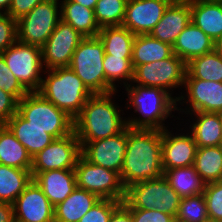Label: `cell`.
Masks as SVG:
<instances>
[{"instance_id":"6da1fadb","label":"cell","mask_w":222,"mask_h":222,"mask_svg":"<svg viewBox=\"0 0 222 222\" xmlns=\"http://www.w3.org/2000/svg\"><path fill=\"white\" fill-rule=\"evenodd\" d=\"M122 90L125 92H121L127 97L123 101L126 102L124 110L125 116L127 115L126 124L128 127L163 131L171 127L172 124L175 125V122L172 123V121H179V117L175 116V113L177 114V99L168 91L138 84H129ZM126 110H131L129 111L130 115ZM169 120L171 122H167Z\"/></svg>"},{"instance_id":"7a4b0ae2","label":"cell","mask_w":222,"mask_h":222,"mask_svg":"<svg viewBox=\"0 0 222 222\" xmlns=\"http://www.w3.org/2000/svg\"><path fill=\"white\" fill-rule=\"evenodd\" d=\"M162 175V131L128 127V140L120 173L124 188Z\"/></svg>"},{"instance_id":"3957f363","label":"cell","mask_w":222,"mask_h":222,"mask_svg":"<svg viewBox=\"0 0 222 222\" xmlns=\"http://www.w3.org/2000/svg\"><path fill=\"white\" fill-rule=\"evenodd\" d=\"M118 93L120 90L107 94H93L88 98L74 119V132L80 143L115 136L127 127L124 104L121 105L124 97L120 100L121 95ZM117 99L121 101L120 105Z\"/></svg>"},{"instance_id":"277c9868","label":"cell","mask_w":222,"mask_h":222,"mask_svg":"<svg viewBox=\"0 0 222 222\" xmlns=\"http://www.w3.org/2000/svg\"><path fill=\"white\" fill-rule=\"evenodd\" d=\"M37 92L73 120L93 95L69 66L45 70Z\"/></svg>"},{"instance_id":"5b68a950","label":"cell","mask_w":222,"mask_h":222,"mask_svg":"<svg viewBox=\"0 0 222 222\" xmlns=\"http://www.w3.org/2000/svg\"><path fill=\"white\" fill-rule=\"evenodd\" d=\"M104 45L98 36L85 37L75 49L69 67L93 94L117 91L105 77Z\"/></svg>"},{"instance_id":"8992f818","label":"cell","mask_w":222,"mask_h":222,"mask_svg":"<svg viewBox=\"0 0 222 222\" xmlns=\"http://www.w3.org/2000/svg\"><path fill=\"white\" fill-rule=\"evenodd\" d=\"M17 112L28 124L43 128L55 139L74 131V120L38 92H28L18 102Z\"/></svg>"},{"instance_id":"52a82bcc","label":"cell","mask_w":222,"mask_h":222,"mask_svg":"<svg viewBox=\"0 0 222 222\" xmlns=\"http://www.w3.org/2000/svg\"><path fill=\"white\" fill-rule=\"evenodd\" d=\"M180 201L181 197L162 175L155 179L135 183L126 188L123 203L128 208L156 209L175 217Z\"/></svg>"},{"instance_id":"ba28073f","label":"cell","mask_w":222,"mask_h":222,"mask_svg":"<svg viewBox=\"0 0 222 222\" xmlns=\"http://www.w3.org/2000/svg\"><path fill=\"white\" fill-rule=\"evenodd\" d=\"M186 73L187 63L173 54L167 59L137 66L133 70V80L130 84L158 87L173 96L176 94L175 98L178 99L184 87ZM176 91L179 93H175Z\"/></svg>"},{"instance_id":"9c48e42d","label":"cell","mask_w":222,"mask_h":222,"mask_svg":"<svg viewBox=\"0 0 222 222\" xmlns=\"http://www.w3.org/2000/svg\"><path fill=\"white\" fill-rule=\"evenodd\" d=\"M60 20V3L56 0H44L16 20L17 40L42 47Z\"/></svg>"},{"instance_id":"30bf717a","label":"cell","mask_w":222,"mask_h":222,"mask_svg":"<svg viewBox=\"0 0 222 222\" xmlns=\"http://www.w3.org/2000/svg\"><path fill=\"white\" fill-rule=\"evenodd\" d=\"M1 56L28 92H37L44 74L41 47L16 41Z\"/></svg>"},{"instance_id":"8fae6325","label":"cell","mask_w":222,"mask_h":222,"mask_svg":"<svg viewBox=\"0 0 222 222\" xmlns=\"http://www.w3.org/2000/svg\"><path fill=\"white\" fill-rule=\"evenodd\" d=\"M77 187L96 194L100 199L123 202L125 188L120 174L87 161L82 155L74 168Z\"/></svg>"},{"instance_id":"7c38bea8","label":"cell","mask_w":222,"mask_h":222,"mask_svg":"<svg viewBox=\"0 0 222 222\" xmlns=\"http://www.w3.org/2000/svg\"><path fill=\"white\" fill-rule=\"evenodd\" d=\"M195 112L222 114V82L185 78L177 99V113Z\"/></svg>"},{"instance_id":"4fadbf2b","label":"cell","mask_w":222,"mask_h":222,"mask_svg":"<svg viewBox=\"0 0 222 222\" xmlns=\"http://www.w3.org/2000/svg\"><path fill=\"white\" fill-rule=\"evenodd\" d=\"M81 156V143L75 132L55 139L32 158V178L44 171L70 169L74 170Z\"/></svg>"},{"instance_id":"5bb4252c","label":"cell","mask_w":222,"mask_h":222,"mask_svg":"<svg viewBox=\"0 0 222 222\" xmlns=\"http://www.w3.org/2000/svg\"><path fill=\"white\" fill-rule=\"evenodd\" d=\"M196 150L197 145L192 134L180 121H176L175 125L162 131L163 172L172 168L193 166Z\"/></svg>"},{"instance_id":"9a60e30c","label":"cell","mask_w":222,"mask_h":222,"mask_svg":"<svg viewBox=\"0 0 222 222\" xmlns=\"http://www.w3.org/2000/svg\"><path fill=\"white\" fill-rule=\"evenodd\" d=\"M84 38L71 24L61 19L47 42L41 47L44 69L68 67L75 49Z\"/></svg>"},{"instance_id":"2e32d148","label":"cell","mask_w":222,"mask_h":222,"mask_svg":"<svg viewBox=\"0 0 222 222\" xmlns=\"http://www.w3.org/2000/svg\"><path fill=\"white\" fill-rule=\"evenodd\" d=\"M127 140L128 126L115 136L81 143V155L92 164L102 166L120 174L124 162Z\"/></svg>"},{"instance_id":"e0dca14e","label":"cell","mask_w":222,"mask_h":222,"mask_svg":"<svg viewBox=\"0 0 222 222\" xmlns=\"http://www.w3.org/2000/svg\"><path fill=\"white\" fill-rule=\"evenodd\" d=\"M12 205L15 222H54V206L33 179Z\"/></svg>"},{"instance_id":"ac0fdd59","label":"cell","mask_w":222,"mask_h":222,"mask_svg":"<svg viewBox=\"0 0 222 222\" xmlns=\"http://www.w3.org/2000/svg\"><path fill=\"white\" fill-rule=\"evenodd\" d=\"M170 4L164 0H128L121 26L135 35L150 34Z\"/></svg>"},{"instance_id":"d6986e66","label":"cell","mask_w":222,"mask_h":222,"mask_svg":"<svg viewBox=\"0 0 222 222\" xmlns=\"http://www.w3.org/2000/svg\"><path fill=\"white\" fill-rule=\"evenodd\" d=\"M177 115L183 126L192 134L197 148L222 146L221 113L195 112Z\"/></svg>"},{"instance_id":"ffe728a7","label":"cell","mask_w":222,"mask_h":222,"mask_svg":"<svg viewBox=\"0 0 222 222\" xmlns=\"http://www.w3.org/2000/svg\"><path fill=\"white\" fill-rule=\"evenodd\" d=\"M190 21V0L170 4L149 35L173 46L179 34Z\"/></svg>"},{"instance_id":"44dd1931","label":"cell","mask_w":222,"mask_h":222,"mask_svg":"<svg viewBox=\"0 0 222 222\" xmlns=\"http://www.w3.org/2000/svg\"><path fill=\"white\" fill-rule=\"evenodd\" d=\"M33 180L54 207L63 202L77 187L75 170L70 169L40 172Z\"/></svg>"},{"instance_id":"7402d4cb","label":"cell","mask_w":222,"mask_h":222,"mask_svg":"<svg viewBox=\"0 0 222 222\" xmlns=\"http://www.w3.org/2000/svg\"><path fill=\"white\" fill-rule=\"evenodd\" d=\"M214 43V40L190 21L173 44V53L188 63L195 57L212 52Z\"/></svg>"},{"instance_id":"603a6c76","label":"cell","mask_w":222,"mask_h":222,"mask_svg":"<svg viewBox=\"0 0 222 222\" xmlns=\"http://www.w3.org/2000/svg\"><path fill=\"white\" fill-rule=\"evenodd\" d=\"M5 125L27 149L32 158L55 140V138L45 132L43 128L28 124V121L18 112H16Z\"/></svg>"},{"instance_id":"cb8c5ba5","label":"cell","mask_w":222,"mask_h":222,"mask_svg":"<svg viewBox=\"0 0 222 222\" xmlns=\"http://www.w3.org/2000/svg\"><path fill=\"white\" fill-rule=\"evenodd\" d=\"M191 21L212 40L222 36V1L190 0Z\"/></svg>"},{"instance_id":"d4e9b609","label":"cell","mask_w":222,"mask_h":222,"mask_svg":"<svg viewBox=\"0 0 222 222\" xmlns=\"http://www.w3.org/2000/svg\"><path fill=\"white\" fill-rule=\"evenodd\" d=\"M100 198L76 187L61 203L54 207V222H78Z\"/></svg>"},{"instance_id":"484cf974","label":"cell","mask_w":222,"mask_h":222,"mask_svg":"<svg viewBox=\"0 0 222 222\" xmlns=\"http://www.w3.org/2000/svg\"><path fill=\"white\" fill-rule=\"evenodd\" d=\"M61 19L73 26L84 37H96L100 27L96 21L94 9L87 8L71 0L60 3Z\"/></svg>"},{"instance_id":"4316f807","label":"cell","mask_w":222,"mask_h":222,"mask_svg":"<svg viewBox=\"0 0 222 222\" xmlns=\"http://www.w3.org/2000/svg\"><path fill=\"white\" fill-rule=\"evenodd\" d=\"M173 46L147 35H136L131 64L133 70L142 64L167 59L173 55Z\"/></svg>"},{"instance_id":"83f0119b","label":"cell","mask_w":222,"mask_h":222,"mask_svg":"<svg viewBox=\"0 0 222 222\" xmlns=\"http://www.w3.org/2000/svg\"><path fill=\"white\" fill-rule=\"evenodd\" d=\"M0 165L31 170L32 157L6 125H0Z\"/></svg>"},{"instance_id":"f1b7e54d","label":"cell","mask_w":222,"mask_h":222,"mask_svg":"<svg viewBox=\"0 0 222 222\" xmlns=\"http://www.w3.org/2000/svg\"><path fill=\"white\" fill-rule=\"evenodd\" d=\"M174 191L181 197H189L204 192L206 183L194 166L172 168L163 172Z\"/></svg>"},{"instance_id":"f546056e","label":"cell","mask_w":222,"mask_h":222,"mask_svg":"<svg viewBox=\"0 0 222 222\" xmlns=\"http://www.w3.org/2000/svg\"><path fill=\"white\" fill-rule=\"evenodd\" d=\"M32 179L31 170L0 165V202L13 204Z\"/></svg>"},{"instance_id":"4dcf8cb0","label":"cell","mask_w":222,"mask_h":222,"mask_svg":"<svg viewBox=\"0 0 222 222\" xmlns=\"http://www.w3.org/2000/svg\"><path fill=\"white\" fill-rule=\"evenodd\" d=\"M104 45L105 54L117 57H132L135 34L122 26L103 27L98 35Z\"/></svg>"},{"instance_id":"1f68e13d","label":"cell","mask_w":222,"mask_h":222,"mask_svg":"<svg viewBox=\"0 0 222 222\" xmlns=\"http://www.w3.org/2000/svg\"><path fill=\"white\" fill-rule=\"evenodd\" d=\"M193 166L206 184L222 180V146L197 148Z\"/></svg>"},{"instance_id":"d6a6232c","label":"cell","mask_w":222,"mask_h":222,"mask_svg":"<svg viewBox=\"0 0 222 222\" xmlns=\"http://www.w3.org/2000/svg\"><path fill=\"white\" fill-rule=\"evenodd\" d=\"M185 78L222 82V56L213 50L193 58L187 63Z\"/></svg>"},{"instance_id":"836d02e7","label":"cell","mask_w":222,"mask_h":222,"mask_svg":"<svg viewBox=\"0 0 222 222\" xmlns=\"http://www.w3.org/2000/svg\"><path fill=\"white\" fill-rule=\"evenodd\" d=\"M131 59L132 57H117L110 54H105L104 56L103 68L106 80L117 91L129 85L133 80Z\"/></svg>"},{"instance_id":"e575fe53","label":"cell","mask_w":222,"mask_h":222,"mask_svg":"<svg viewBox=\"0 0 222 222\" xmlns=\"http://www.w3.org/2000/svg\"><path fill=\"white\" fill-rule=\"evenodd\" d=\"M128 0H98L94 9L100 28L121 26Z\"/></svg>"},{"instance_id":"d590c367","label":"cell","mask_w":222,"mask_h":222,"mask_svg":"<svg viewBox=\"0 0 222 222\" xmlns=\"http://www.w3.org/2000/svg\"><path fill=\"white\" fill-rule=\"evenodd\" d=\"M208 219L207 205L203 193L181 198L175 216L176 222H206Z\"/></svg>"},{"instance_id":"8d00e7d4","label":"cell","mask_w":222,"mask_h":222,"mask_svg":"<svg viewBox=\"0 0 222 222\" xmlns=\"http://www.w3.org/2000/svg\"><path fill=\"white\" fill-rule=\"evenodd\" d=\"M208 218L214 221H222V180L207 183L203 192Z\"/></svg>"},{"instance_id":"74e56055","label":"cell","mask_w":222,"mask_h":222,"mask_svg":"<svg viewBox=\"0 0 222 222\" xmlns=\"http://www.w3.org/2000/svg\"><path fill=\"white\" fill-rule=\"evenodd\" d=\"M121 203L114 199H100L78 222H108Z\"/></svg>"},{"instance_id":"f35d334b","label":"cell","mask_w":222,"mask_h":222,"mask_svg":"<svg viewBox=\"0 0 222 222\" xmlns=\"http://www.w3.org/2000/svg\"><path fill=\"white\" fill-rule=\"evenodd\" d=\"M0 89L11 94L18 102L28 93L14 74L10 71L4 58L0 55Z\"/></svg>"},{"instance_id":"ab89813d","label":"cell","mask_w":222,"mask_h":222,"mask_svg":"<svg viewBox=\"0 0 222 222\" xmlns=\"http://www.w3.org/2000/svg\"><path fill=\"white\" fill-rule=\"evenodd\" d=\"M16 41V19L8 14H0V55Z\"/></svg>"},{"instance_id":"60d3db41","label":"cell","mask_w":222,"mask_h":222,"mask_svg":"<svg viewBox=\"0 0 222 222\" xmlns=\"http://www.w3.org/2000/svg\"><path fill=\"white\" fill-rule=\"evenodd\" d=\"M133 222H176L175 217L162 211L152 209L129 208Z\"/></svg>"},{"instance_id":"b9f144b4","label":"cell","mask_w":222,"mask_h":222,"mask_svg":"<svg viewBox=\"0 0 222 222\" xmlns=\"http://www.w3.org/2000/svg\"><path fill=\"white\" fill-rule=\"evenodd\" d=\"M18 101L9 93L0 89V125L6 122L17 112Z\"/></svg>"},{"instance_id":"7bdbcfd3","label":"cell","mask_w":222,"mask_h":222,"mask_svg":"<svg viewBox=\"0 0 222 222\" xmlns=\"http://www.w3.org/2000/svg\"><path fill=\"white\" fill-rule=\"evenodd\" d=\"M44 0H12L8 15L14 19H19L29 13L35 6Z\"/></svg>"},{"instance_id":"ee69618b","label":"cell","mask_w":222,"mask_h":222,"mask_svg":"<svg viewBox=\"0 0 222 222\" xmlns=\"http://www.w3.org/2000/svg\"><path fill=\"white\" fill-rule=\"evenodd\" d=\"M108 222H133L130 209L122 202L114 210Z\"/></svg>"},{"instance_id":"f6af8a7d","label":"cell","mask_w":222,"mask_h":222,"mask_svg":"<svg viewBox=\"0 0 222 222\" xmlns=\"http://www.w3.org/2000/svg\"><path fill=\"white\" fill-rule=\"evenodd\" d=\"M0 222H15L14 207L12 204L0 202Z\"/></svg>"},{"instance_id":"bcb514c9","label":"cell","mask_w":222,"mask_h":222,"mask_svg":"<svg viewBox=\"0 0 222 222\" xmlns=\"http://www.w3.org/2000/svg\"><path fill=\"white\" fill-rule=\"evenodd\" d=\"M90 9H95L98 0H71Z\"/></svg>"},{"instance_id":"7dc6e473","label":"cell","mask_w":222,"mask_h":222,"mask_svg":"<svg viewBox=\"0 0 222 222\" xmlns=\"http://www.w3.org/2000/svg\"><path fill=\"white\" fill-rule=\"evenodd\" d=\"M12 0H0V14H7Z\"/></svg>"},{"instance_id":"c3c4849f","label":"cell","mask_w":222,"mask_h":222,"mask_svg":"<svg viewBox=\"0 0 222 222\" xmlns=\"http://www.w3.org/2000/svg\"><path fill=\"white\" fill-rule=\"evenodd\" d=\"M214 50H215L220 56H222V36L215 41V43H214Z\"/></svg>"},{"instance_id":"681fc988","label":"cell","mask_w":222,"mask_h":222,"mask_svg":"<svg viewBox=\"0 0 222 222\" xmlns=\"http://www.w3.org/2000/svg\"><path fill=\"white\" fill-rule=\"evenodd\" d=\"M164 1H168V2H170L171 4H174V3L180 2V1H182V0H164Z\"/></svg>"},{"instance_id":"f907efd6","label":"cell","mask_w":222,"mask_h":222,"mask_svg":"<svg viewBox=\"0 0 222 222\" xmlns=\"http://www.w3.org/2000/svg\"><path fill=\"white\" fill-rule=\"evenodd\" d=\"M206 222H222V221H214V220L208 219Z\"/></svg>"},{"instance_id":"816d5d0a","label":"cell","mask_w":222,"mask_h":222,"mask_svg":"<svg viewBox=\"0 0 222 222\" xmlns=\"http://www.w3.org/2000/svg\"><path fill=\"white\" fill-rule=\"evenodd\" d=\"M57 2H59V3H61V2H63V1H65V0H56Z\"/></svg>"}]
</instances>
